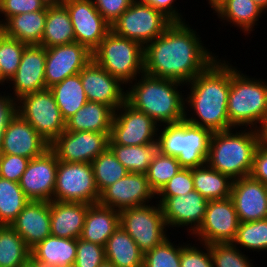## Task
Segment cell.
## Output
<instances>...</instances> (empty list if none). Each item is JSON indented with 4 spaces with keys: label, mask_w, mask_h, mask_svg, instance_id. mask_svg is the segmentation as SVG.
<instances>
[{
    "label": "cell",
    "mask_w": 267,
    "mask_h": 267,
    "mask_svg": "<svg viewBox=\"0 0 267 267\" xmlns=\"http://www.w3.org/2000/svg\"><path fill=\"white\" fill-rule=\"evenodd\" d=\"M187 23L173 22L144 46L146 74L186 85L219 57L204 46L196 29Z\"/></svg>",
    "instance_id": "obj_1"
},
{
    "label": "cell",
    "mask_w": 267,
    "mask_h": 267,
    "mask_svg": "<svg viewBox=\"0 0 267 267\" xmlns=\"http://www.w3.org/2000/svg\"><path fill=\"white\" fill-rule=\"evenodd\" d=\"M186 85L187 87L190 85L188 87L190 92L185 95L187 122L209 129L211 132L234 128L229 123L227 112L230 91L229 61L217 58Z\"/></svg>",
    "instance_id": "obj_2"
},
{
    "label": "cell",
    "mask_w": 267,
    "mask_h": 267,
    "mask_svg": "<svg viewBox=\"0 0 267 267\" xmlns=\"http://www.w3.org/2000/svg\"><path fill=\"white\" fill-rule=\"evenodd\" d=\"M128 85L126 103L151 117L159 126L185 120V95L180 90L186 85L145 72Z\"/></svg>",
    "instance_id": "obj_3"
},
{
    "label": "cell",
    "mask_w": 267,
    "mask_h": 267,
    "mask_svg": "<svg viewBox=\"0 0 267 267\" xmlns=\"http://www.w3.org/2000/svg\"><path fill=\"white\" fill-rule=\"evenodd\" d=\"M238 130L232 128L212 132L206 161L211 168L228 175L232 180L250 175L254 153L263 140L260 130Z\"/></svg>",
    "instance_id": "obj_4"
},
{
    "label": "cell",
    "mask_w": 267,
    "mask_h": 267,
    "mask_svg": "<svg viewBox=\"0 0 267 267\" xmlns=\"http://www.w3.org/2000/svg\"><path fill=\"white\" fill-rule=\"evenodd\" d=\"M242 72L230 64L229 123L234 128L261 130L267 120V81Z\"/></svg>",
    "instance_id": "obj_5"
},
{
    "label": "cell",
    "mask_w": 267,
    "mask_h": 267,
    "mask_svg": "<svg viewBox=\"0 0 267 267\" xmlns=\"http://www.w3.org/2000/svg\"><path fill=\"white\" fill-rule=\"evenodd\" d=\"M159 127L157 142L162 154L177 157L182 168L192 169L206 164L212 135L209 129L186 120Z\"/></svg>",
    "instance_id": "obj_6"
},
{
    "label": "cell",
    "mask_w": 267,
    "mask_h": 267,
    "mask_svg": "<svg viewBox=\"0 0 267 267\" xmlns=\"http://www.w3.org/2000/svg\"><path fill=\"white\" fill-rule=\"evenodd\" d=\"M93 60L128 85L144 72V46L110 31L92 52Z\"/></svg>",
    "instance_id": "obj_7"
},
{
    "label": "cell",
    "mask_w": 267,
    "mask_h": 267,
    "mask_svg": "<svg viewBox=\"0 0 267 267\" xmlns=\"http://www.w3.org/2000/svg\"><path fill=\"white\" fill-rule=\"evenodd\" d=\"M14 105L15 112L49 144L65 131V120L49 89L24 95Z\"/></svg>",
    "instance_id": "obj_8"
},
{
    "label": "cell",
    "mask_w": 267,
    "mask_h": 267,
    "mask_svg": "<svg viewBox=\"0 0 267 267\" xmlns=\"http://www.w3.org/2000/svg\"><path fill=\"white\" fill-rule=\"evenodd\" d=\"M155 205L152 202L151 204L128 207L119 211L120 225L137 243L143 254L170 237L166 234L168 228H166L167 225L161 206L158 202Z\"/></svg>",
    "instance_id": "obj_9"
},
{
    "label": "cell",
    "mask_w": 267,
    "mask_h": 267,
    "mask_svg": "<svg viewBox=\"0 0 267 267\" xmlns=\"http://www.w3.org/2000/svg\"><path fill=\"white\" fill-rule=\"evenodd\" d=\"M173 22L152 6L134 0L111 25V31L145 46L159 37Z\"/></svg>",
    "instance_id": "obj_10"
},
{
    "label": "cell",
    "mask_w": 267,
    "mask_h": 267,
    "mask_svg": "<svg viewBox=\"0 0 267 267\" xmlns=\"http://www.w3.org/2000/svg\"><path fill=\"white\" fill-rule=\"evenodd\" d=\"M100 194L91 163L59 161L53 201L97 204Z\"/></svg>",
    "instance_id": "obj_11"
},
{
    "label": "cell",
    "mask_w": 267,
    "mask_h": 267,
    "mask_svg": "<svg viewBox=\"0 0 267 267\" xmlns=\"http://www.w3.org/2000/svg\"><path fill=\"white\" fill-rule=\"evenodd\" d=\"M159 125L126 102L114 112L109 138L118 145L139 146L157 143Z\"/></svg>",
    "instance_id": "obj_12"
},
{
    "label": "cell",
    "mask_w": 267,
    "mask_h": 267,
    "mask_svg": "<svg viewBox=\"0 0 267 267\" xmlns=\"http://www.w3.org/2000/svg\"><path fill=\"white\" fill-rule=\"evenodd\" d=\"M110 133L63 131L49 146L58 161L91 163L109 144Z\"/></svg>",
    "instance_id": "obj_13"
},
{
    "label": "cell",
    "mask_w": 267,
    "mask_h": 267,
    "mask_svg": "<svg viewBox=\"0 0 267 267\" xmlns=\"http://www.w3.org/2000/svg\"><path fill=\"white\" fill-rule=\"evenodd\" d=\"M239 219L232 199L208 201L204 220L191 236L200 243H232L236 237Z\"/></svg>",
    "instance_id": "obj_14"
},
{
    "label": "cell",
    "mask_w": 267,
    "mask_h": 267,
    "mask_svg": "<svg viewBox=\"0 0 267 267\" xmlns=\"http://www.w3.org/2000/svg\"><path fill=\"white\" fill-rule=\"evenodd\" d=\"M64 6L70 15L75 42L93 52L111 31V25L97 11L92 0H69Z\"/></svg>",
    "instance_id": "obj_15"
},
{
    "label": "cell",
    "mask_w": 267,
    "mask_h": 267,
    "mask_svg": "<svg viewBox=\"0 0 267 267\" xmlns=\"http://www.w3.org/2000/svg\"><path fill=\"white\" fill-rule=\"evenodd\" d=\"M58 163L56 154L50 148L30 159L19 181V186L29 200L52 201Z\"/></svg>",
    "instance_id": "obj_16"
},
{
    "label": "cell",
    "mask_w": 267,
    "mask_h": 267,
    "mask_svg": "<svg viewBox=\"0 0 267 267\" xmlns=\"http://www.w3.org/2000/svg\"><path fill=\"white\" fill-rule=\"evenodd\" d=\"M156 200L161 206L167 228H188L187 233L193 235L201 226L206 212L208 200L193 190L186 195L160 197Z\"/></svg>",
    "instance_id": "obj_17"
},
{
    "label": "cell",
    "mask_w": 267,
    "mask_h": 267,
    "mask_svg": "<svg viewBox=\"0 0 267 267\" xmlns=\"http://www.w3.org/2000/svg\"><path fill=\"white\" fill-rule=\"evenodd\" d=\"M46 48L40 45H27L23 51L16 74L9 80L8 93L15 103L22 96L47 89L45 82Z\"/></svg>",
    "instance_id": "obj_18"
},
{
    "label": "cell",
    "mask_w": 267,
    "mask_h": 267,
    "mask_svg": "<svg viewBox=\"0 0 267 267\" xmlns=\"http://www.w3.org/2000/svg\"><path fill=\"white\" fill-rule=\"evenodd\" d=\"M92 59V52L77 42L46 48L45 82L47 89L69 76L80 73Z\"/></svg>",
    "instance_id": "obj_19"
},
{
    "label": "cell",
    "mask_w": 267,
    "mask_h": 267,
    "mask_svg": "<svg viewBox=\"0 0 267 267\" xmlns=\"http://www.w3.org/2000/svg\"><path fill=\"white\" fill-rule=\"evenodd\" d=\"M156 194L151 190L146 174H128L107 187L99 198V204L116 210L147 205Z\"/></svg>",
    "instance_id": "obj_20"
},
{
    "label": "cell",
    "mask_w": 267,
    "mask_h": 267,
    "mask_svg": "<svg viewBox=\"0 0 267 267\" xmlns=\"http://www.w3.org/2000/svg\"><path fill=\"white\" fill-rule=\"evenodd\" d=\"M79 74L88 101L105 104L114 110L126 102L124 84L93 59Z\"/></svg>",
    "instance_id": "obj_21"
},
{
    "label": "cell",
    "mask_w": 267,
    "mask_h": 267,
    "mask_svg": "<svg viewBox=\"0 0 267 267\" xmlns=\"http://www.w3.org/2000/svg\"><path fill=\"white\" fill-rule=\"evenodd\" d=\"M50 144L37 131L14 112L6 123L1 154L18 155L33 159L42 155Z\"/></svg>",
    "instance_id": "obj_22"
},
{
    "label": "cell",
    "mask_w": 267,
    "mask_h": 267,
    "mask_svg": "<svg viewBox=\"0 0 267 267\" xmlns=\"http://www.w3.org/2000/svg\"><path fill=\"white\" fill-rule=\"evenodd\" d=\"M230 198L239 222L267 219V185L250 175L233 180Z\"/></svg>",
    "instance_id": "obj_23"
},
{
    "label": "cell",
    "mask_w": 267,
    "mask_h": 267,
    "mask_svg": "<svg viewBox=\"0 0 267 267\" xmlns=\"http://www.w3.org/2000/svg\"><path fill=\"white\" fill-rule=\"evenodd\" d=\"M10 226L31 250L51 235L50 202L30 200Z\"/></svg>",
    "instance_id": "obj_24"
},
{
    "label": "cell",
    "mask_w": 267,
    "mask_h": 267,
    "mask_svg": "<svg viewBox=\"0 0 267 267\" xmlns=\"http://www.w3.org/2000/svg\"><path fill=\"white\" fill-rule=\"evenodd\" d=\"M90 205L80 202H50L51 235L61 238L81 237L85 217Z\"/></svg>",
    "instance_id": "obj_25"
},
{
    "label": "cell",
    "mask_w": 267,
    "mask_h": 267,
    "mask_svg": "<svg viewBox=\"0 0 267 267\" xmlns=\"http://www.w3.org/2000/svg\"><path fill=\"white\" fill-rule=\"evenodd\" d=\"M77 239L49 235L30 250L31 258L44 267H73Z\"/></svg>",
    "instance_id": "obj_26"
},
{
    "label": "cell",
    "mask_w": 267,
    "mask_h": 267,
    "mask_svg": "<svg viewBox=\"0 0 267 267\" xmlns=\"http://www.w3.org/2000/svg\"><path fill=\"white\" fill-rule=\"evenodd\" d=\"M211 9L220 21L234 24L247 36L265 13L253 0H218Z\"/></svg>",
    "instance_id": "obj_27"
},
{
    "label": "cell",
    "mask_w": 267,
    "mask_h": 267,
    "mask_svg": "<svg viewBox=\"0 0 267 267\" xmlns=\"http://www.w3.org/2000/svg\"><path fill=\"white\" fill-rule=\"evenodd\" d=\"M119 226V210L99 203L91 204L87 210L80 238L105 247L107 240Z\"/></svg>",
    "instance_id": "obj_28"
},
{
    "label": "cell",
    "mask_w": 267,
    "mask_h": 267,
    "mask_svg": "<svg viewBox=\"0 0 267 267\" xmlns=\"http://www.w3.org/2000/svg\"><path fill=\"white\" fill-rule=\"evenodd\" d=\"M115 110L102 103L87 101L65 121L66 131L110 133Z\"/></svg>",
    "instance_id": "obj_29"
},
{
    "label": "cell",
    "mask_w": 267,
    "mask_h": 267,
    "mask_svg": "<svg viewBox=\"0 0 267 267\" xmlns=\"http://www.w3.org/2000/svg\"><path fill=\"white\" fill-rule=\"evenodd\" d=\"M46 10L21 13L10 17L0 30L8 37L27 45H40L44 32Z\"/></svg>",
    "instance_id": "obj_30"
},
{
    "label": "cell",
    "mask_w": 267,
    "mask_h": 267,
    "mask_svg": "<svg viewBox=\"0 0 267 267\" xmlns=\"http://www.w3.org/2000/svg\"><path fill=\"white\" fill-rule=\"evenodd\" d=\"M74 42V29L67 8L64 5L47 6L40 46L50 48Z\"/></svg>",
    "instance_id": "obj_31"
},
{
    "label": "cell",
    "mask_w": 267,
    "mask_h": 267,
    "mask_svg": "<svg viewBox=\"0 0 267 267\" xmlns=\"http://www.w3.org/2000/svg\"><path fill=\"white\" fill-rule=\"evenodd\" d=\"M105 257L116 267H138L143 264L144 254L120 225L107 240Z\"/></svg>",
    "instance_id": "obj_32"
},
{
    "label": "cell",
    "mask_w": 267,
    "mask_h": 267,
    "mask_svg": "<svg viewBox=\"0 0 267 267\" xmlns=\"http://www.w3.org/2000/svg\"><path fill=\"white\" fill-rule=\"evenodd\" d=\"M194 189L206 200H221L230 197L233 180L211 168L207 163L192 168Z\"/></svg>",
    "instance_id": "obj_33"
},
{
    "label": "cell",
    "mask_w": 267,
    "mask_h": 267,
    "mask_svg": "<svg viewBox=\"0 0 267 267\" xmlns=\"http://www.w3.org/2000/svg\"><path fill=\"white\" fill-rule=\"evenodd\" d=\"M49 90L52 92L65 121L88 101L79 73L65 78L60 83L50 87Z\"/></svg>",
    "instance_id": "obj_34"
},
{
    "label": "cell",
    "mask_w": 267,
    "mask_h": 267,
    "mask_svg": "<svg viewBox=\"0 0 267 267\" xmlns=\"http://www.w3.org/2000/svg\"><path fill=\"white\" fill-rule=\"evenodd\" d=\"M108 148L128 172L144 174L159 151L158 142L148 145L124 146L115 144L110 138Z\"/></svg>",
    "instance_id": "obj_35"
},
{
    "label": "cell",
    "mask_w": 267,
    "mask_h": 267,
    "mask_svg": "<svg viewBox=\"0 0 267 267\" xmlns=\"http://www.w3.org/2000/svg\"><path fill=\"white\" fill-rule=\"evenodd\" d=\"M31 258L23 238L9 225H0V267H22Z\"/></svg>",
    "instance_id": "obj_36"
},
{
    "label": "cell",
    "mask_w": 267,
    "mask_h": 267,
    "mask_svg": "<svg viewBox=\"0 0 267 267\" xmlns=\"http://www.w3.org/2000/svg\"><path fill=\"white\" fill-rule=\"evenodd\" d=\"M30 200L19 183L0 177V225H11Z\"/></svg>",
    "instance_id": "obj_37"
},
{
    "label": "cell",
    "mask_w": 267,
    "mask_h": 267,
    "mask_svg": "<svg viewBox=\"0 0 267 267\" xmlns=\"http://www.w3.org/2000/svg\"><path fill=\"white\" fill-rule=\"evenodd\" d=\"M91 164L99 194L128 174V170L117 160L109 148L99 154Z\"/></svg>",
    "instance_id": "obj_38"
},
{
    "label": "cell",
    "mask_w": 267,
    "mask_h": 267,
    "mask_svg": "<svg viewBox=\"0 0 267 267\" xmlns=\"http://www.w3.org/2000/svg\"><path fill=\"white\" fill-rule=\"evenodd\" d=\"M232 243L240 250L267 251V219L240 222Z\"/></svg>",
    "instance_id": "obj_39"
},
{
    "label": "cell",
    "mask_w": 267,
    "mask_h": 267,
    "mask_svg": "<svg viewBox=\"0 0 267 267\" xmlns=\"http://www.w3.org/2000/svg\"><path fill=\"white\" fill-rule=\"evenodd\" d=\"M181 168L177 157L158 151L145 173L151 190L157 194Z\"/></svg>",
    "instance_id": "obj_40"
},
{
    "label": "cell",
    "mask_w": 267,
    "mask_h": 267,
    "mask_svg": "<svg viewBox=\"0 0 267 267\" xmlns=\"http://www.w3.org/2000/svg\"><path fill=\"white\" fill-rule=\"evenodd\" d=\"M26 46L27 44L6 36L0 30V70L8 82L16 74Z\"/></svg>",
    "instance_id": "obj_41"
},
{
    "label": "cell",
    "mask_w": 267,
    "mask_h": 267,
    "mask_svg": "<svg viewBox=\"0 0 267 267\" xmlns=\"http://www.w3.org/2000/svg\"><path fill=\"white\" fill-rule=\"evenodd\" d=\"M172 240L165 239L161 244L144 254L146 267H180L182 244L175 245Z\"/></svg>",
    "instance_id": "obj_42"
},
{
    "label": "cell",
    "mask_w": 267,
    "mask_h": 267,
    "mask_svg": "<svg viewBox=\"0 0 267 267\" xmlns=\"http://www.w3.org/2000/svg\"><path fill=\"white\" fill-rule=\"evenodd\" d=\"M214 267H255L249 256H246L233 243L208 244Z\"/></svg>",
    "instance_id": "obj_43"
},
{
    "label": "cell",
    "mask_w": 267,
    "mask_h": 267,
    "mask_svg": "<svg viewBox=\"0 0 267 267\" xmlns=\"http://www.w3.org/2000/svg\"><path fill=\"white\" fill-rule=\"evenodd\" d=\"M105 260L104 246L81 238L77 239L76 260L73 267H99Z\"/></svg>",
    "instance_id": "obj_44"
},
{
    "label": "cell",
    "mask_w": 267,
    "mask_h": 267,
    "mask_svg": "<svg viewBox=\"0 0 267 267\" xmlns=\"http://www.w3.org/2000/svg\"><path fill=\"white\" fill-rule=\"evenodd\" d=\"M194 245L198 244L183 242L180 267H214L209 245L205 243H200L201 247Z\"/></svg>",
    "instance_id": "obj_45"
},
{
    "label": "cell",
    "mask_w": 267,
    "mask_h": 267,
    "mask_svg": "<svg viewBox=\"0 0 267 267\" xmlns=\"http://www.w3.org/2000/svg\"><path fill=\"white\" fill-rule=\"evenodd\" d=\"M193 190L195 189L192 169L181 168L156 194V198L186 195Z\"/></svg>",
    "instance_id": "obj_46"
},
{
    "label": "cell",
    "mask_w": 267,
    "mask_h": 267,
    "mask_svg": "<svg viewBox=\"0 0 267 267\" xmlns=\"http://www.w3.org/2000/svg\"><path fill=\"white\" fill-rule=\"evenodd\" d=\"M47 6L43 0H0V16L4 17L0 20V27L12 16L47 10Z\"/></svg>",
    "instance_id": "obj_47"
},
{
    "label": "cell",
    "mask_w": 267,
    "mask_h": 267,
    "mask_svg": "<svg viewBox=\"0 0 267 267\" xmlns=\"http://www.w3.org/2000/svg\"><path fill=\"white\" fill-rule=\"evenodd\" d=\"M30 159L18 155L0 154V176L19 183Z\"/></svg>",
    "instance_id": "obj_48"
},
{
    "label": "cell",
    "mask_w": 267,
    "mask_h": 267,
    "mask_svg": "<svg viewBox=\"0 0 267 267\" xmlns=\"http://www.w3.org/2000/svg\"><path fill=\"white\" fill-rule=\"evenodd\" d=\"M97 11L110 24L114 23L134 0H92Z\"/></svg>",
    "instance_id": "obj_49"
},
{
    "label": "cell",
    "mask_w": 267,
    "mask_h": 267,
    "mask_svg": "<svg viewBox=\"0 0 267 267\" xmlns=\"http://www.w3.org/2000/svg\"><path fill=\"white\" fill-rule=\"evenodd\" d=\"M250 176L267 185V141L262 140L256 148Z\"/></svg>",
    "instance_id": "obj_50"
},
{
    "label": "cell",
    "mask_w": 267,
    "mask_h": 267,
    "mask_svg": "<svg viewBox=\"0 0 267 267\" xmlns=\"http://www.w3.org/2000/svg\"><path fill=\"white\" fill-rule=\"evenodd\" d=\"M141 3L152 6L154 9L162 12L166 17H168L172 22H185L180 9H177L174 4L177 0H137Z\"/></svg>",
    "instance_id": "obj_51"
},
{
    "label": "cell",
    "mask_w": 267,
    "mask_h": 267,
    "mask_svg": "<svg viewBox=\"0 0 267 267\" xmlns=\"http://www.w3.org/2000/svg\"><path fill=\"white\" fill-rule=\"evenodd\" d=\"M2 93L0 92V137L4 135L8 118L15 112V105L10 97L5 92Z\"/></svg>",
    "instance_id": "obj_52"
},
{
    "label": "cell",
    "mask_w": 267,
    "mask_h": 267,
    "mask_svg": "<svg viewBox=\"0 0 267 267\" xmlns=\"http://www.w3.org/2000/svg\"><path fill=\"white\" fill-rule=\"evenodd\" d=\"M48 6L64 5L69 0H43Z\"/></svg>",
    "instance_id": "obj_53"
},
{
    "label": "cell",
    "mask_w": 267,
    "mask_h": 267,
    "mask_svg": "<svg viewBox=\"0 0 267 267\" xmlns=\"http://www.w3.org/2000/svg\"><path fill=\"white\" fill-rule=\"evenodd\" d=\"M22 267H44L30 258Z\"/></svg>",
    "instance_id": "obj_54"
},
{
    "label": "cell",
    "mask_w": 267,
    "mask_h": 267,
    "mask_svg": "<svg viewBox=\"0 0 267 267\" xmlns=\"http://www.w3.org/2000/svg\"><path fill=\"white\" fill-rule=\"evenodd\" d=\"M265 13L267 11V0H253Z\"/></svg>",
    "instance_id": "obj_55"
},
{
    "label": "cell",
    "mask_w": 267,
    "mask_h": 267,
    "mask_svg": "<svg viewBox=\"0 0 267 267\" xmlns=\"http://www.w3.org/2000/svg\"><path fill=\"white\" fill-rule=\"evenodd\" d=\"M260 131H261L262 139L267 141V120Z\"/></svg>",
    "instance_id": "obj_56"
},
{
    "label": "cell",
    "mask_w": 267,
    "mask_h": 267,
    "mask_svg": "<svg viewBox=\"0 0 267 267\" xmlns=\"http://www.w3.org/2000/svg\"><path fill=\"white\" fill-rule=\"evenodd\" d=\"M99 267H116L113 263L105 260Z\"/></svg>",
    "instance_id": "obj_57"
},
{
    "label": "cell",
    "mask_w": 267,
    "mask_h": 267,
    "mask_svg": "<svg viewBox=\"0 0 267 267\" xmlns=\"http://www.w3.org/2000/svg\"><path fill=\"white\" fill-rule=\"evenodd\" d=\"M5 83L8 84V81L3 77L2 72L0 70V86L6 85Z\"/></svg>",
    "instance_id": "obj_58"
},
{
    "label": "cell",
    "mask_w": 267,
    "mask_h": 267,
    "mask_svg": "<svg viewBox=\"0 0 267 267\" xmlns=\"http://www.w3.org/2000/svg\"><path fill=\"white\" fill-rule=\"evenodd\" d=\"M206 1H208V4L211 8L218 0H206Z\"/></svg>",
    "instance_id": "obj_59"
},
{
    "label": "cell",
    "mask_w": 267,
    "mask_h": 267,
    "mask_svg": "<svg viewBox=\"0 0 267 267\" xmlns=\"http://www.w3.org/2000/svg\"><path fill=\"white\" fill-rule=\"evenodd\" d=\"M2 139L3 137H0V154H1V147H2Z\"/></svg>",
    "instance_id": "obj_60"
},
{
    "label": "cell",
    "mask_w": 267,
    "mask_h": 267,
    "mask_svg": "<svg viewBox=\"0 0 267 267\" xmlns=\"http://www.w3.org/2000/svg\"><path fill=\"white\" fill-rule=\"evenodd\" d=\"M138 267H146V266H145L144 263H143L142 265H140V266H138Z\"/></svg>",
    "instance_id": "obj_61"
}]
</instances>
